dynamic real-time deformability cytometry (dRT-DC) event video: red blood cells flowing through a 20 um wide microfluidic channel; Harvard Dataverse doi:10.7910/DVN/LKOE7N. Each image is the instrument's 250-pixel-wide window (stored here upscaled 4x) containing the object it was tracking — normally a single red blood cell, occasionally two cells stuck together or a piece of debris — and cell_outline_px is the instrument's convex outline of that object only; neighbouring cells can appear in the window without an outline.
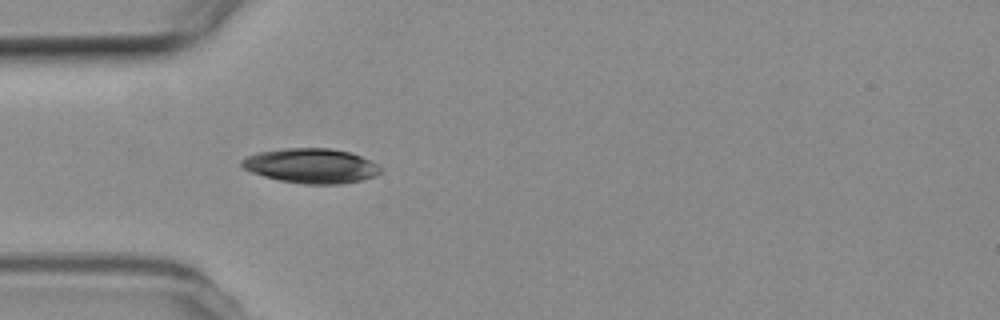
{"species": "common noctule bat (a hibernating species)", "species_latin": "Nyctalus noctula", "temperature_condition": "room temperature", "stored_images_in_passage": 3, "camera_frame_rate_fps": 3000, "um_per_image_px": 0.085, "animal": {"sex": "female", "body_mass_g": 19.3, "forearm_length_mm": 54.1}, "frame": {"image": 1, "passage_image": 3, "time_ms": 3.0, "image_size_px": [1000, 320], "cell_outline_px": [[384, 168], [376, 176], [360, 180], [340, 184], [304, 184], [280, 180], [264, 176], [252, 172], [244, 168], [240, 164], [240, 160], [256, 152], [284, 148], [332, 148], [348, 152], [372, 160]], "centroid_in_image_um": [26.47, 14.08], "position_along_channel_um": 58.5, "area_um2": 28.21}}